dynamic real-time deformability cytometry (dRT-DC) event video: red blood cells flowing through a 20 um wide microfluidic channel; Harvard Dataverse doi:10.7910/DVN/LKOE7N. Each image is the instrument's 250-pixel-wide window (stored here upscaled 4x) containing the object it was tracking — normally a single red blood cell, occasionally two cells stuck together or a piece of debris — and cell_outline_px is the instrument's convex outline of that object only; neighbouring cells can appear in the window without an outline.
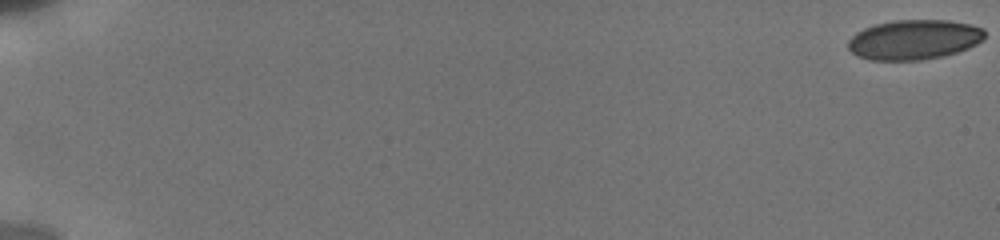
{"species": "human", "species_latin": "Homo sapiens", "temperature_condition": "cold", "stored_images_in_passage": 45, "camera_frame_rate_fps": 3000, "um_per_image_px": 0.085, "donor": {"sex": "male"}, "frame": {"image": 1, "passage_image": 1, "time_ms": 0.0, "image_size_px": [1000, 240], "cell_outline_px": [[984, 40], [968, 48], [944, 56], [920, 60], [872, 60], [856, 56], [848, 48], [848, 40], [856, 32], [864, 28], [876, 24], [896, 20], [948, 20], [968, 24], [984, 28]], "centroid_in_image_um": [77.69, 3.37], "position_along_channel_um": 7.3, "area_um2": 31.73}}
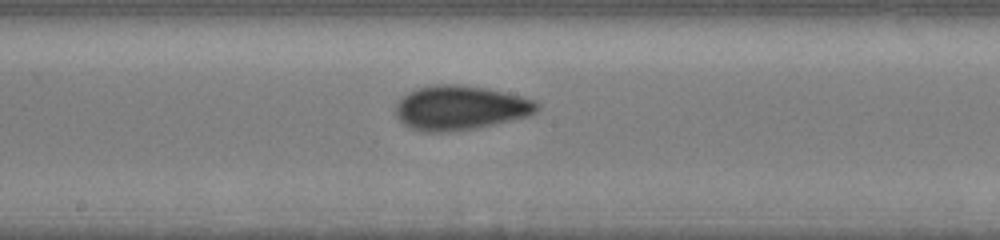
{"frame": {"image": 2, "passage_image": 26, "time_ms": 10.667, "image_size_px": [1000, 240], "cell_outline_px": [[540, 108], [536, 112], [528, 116], [512, 120], [476, 128], [440, 132], [420, 132], [404, 124], [396, 116], [396, 104], [408, 92], [416, 88], [436, 84], [460, 84], [484, 88], [504, 92], [536, 100], [540, 104]], "centroid_in_image_um": [39.13, 9.16], "position_along_channel_um": 209.1, "area_um2": 36.53}}
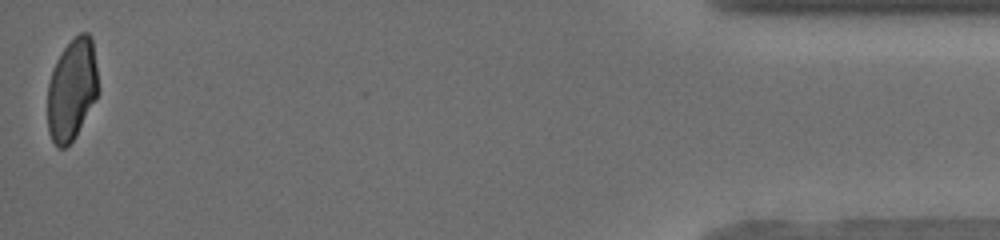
{"frame": {"image": 3, "passage_image": 45, "time_ms": 18.333, "image_size_px": [1000, 240], "cell_outline_px": [[100, 88], [76, 136], [64, 148], [56, 148], [48, 132], [48, 84], [52, 68], [56, 60], [64, 48], [80, 32], [88, 32], [92, 36]], "centroid_in_image_um": [6.12, 7.59], "position_along_channel_um": 429.1, "area_um2": 30.17}, "authors_computed_cell_mechanics": {"area_um2": 33.7552, "velocity_mm_per_s": 3.8499, "shape_relaxation_time_tau1_ms": 7.5594, "shape_relaxation_time_tau2_ms": 1.3553, "deformation_change_tau1": 0.1413, "deformation_change_tau2": 0.0424}}